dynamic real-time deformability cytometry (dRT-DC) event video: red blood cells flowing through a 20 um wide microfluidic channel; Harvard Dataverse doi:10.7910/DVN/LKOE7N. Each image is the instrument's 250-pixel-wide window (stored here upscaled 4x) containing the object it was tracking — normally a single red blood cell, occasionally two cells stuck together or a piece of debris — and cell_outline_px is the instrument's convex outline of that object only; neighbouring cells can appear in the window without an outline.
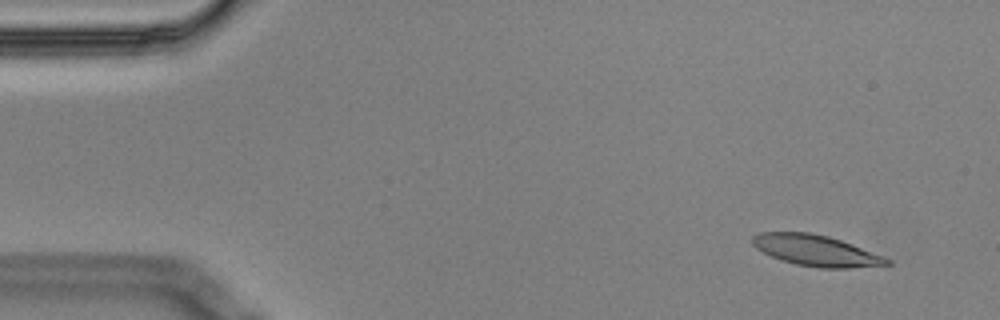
{"species": "Egyptian fruit bat (a non-hibernating species)", "species_latin": "Rousettus aegyptiacus", "temperature_condition": "cold", "stored_images_in_passage": 15, "camera_frame_rate_fps": 3000, "um_per_image_px": 0.085, "animal": {"sex": "male"}, "frame": {"image": 1, "passage_image": 1, "time_ms": 0.0, "image_size_px": [1000, 320], "cell_outline_px": [[892, 264], [848, 268], [820, 268], [796, 264], [772, 256], [756, 248], [752, 244], [752, 236], [760, 232], [808, 232], [828, 236], [840, 240], [892, 260]], "centroid_in_image_um": [69.33, 21.29], "position_along_channel_um": 15.7, "area_um2": 23.87}}
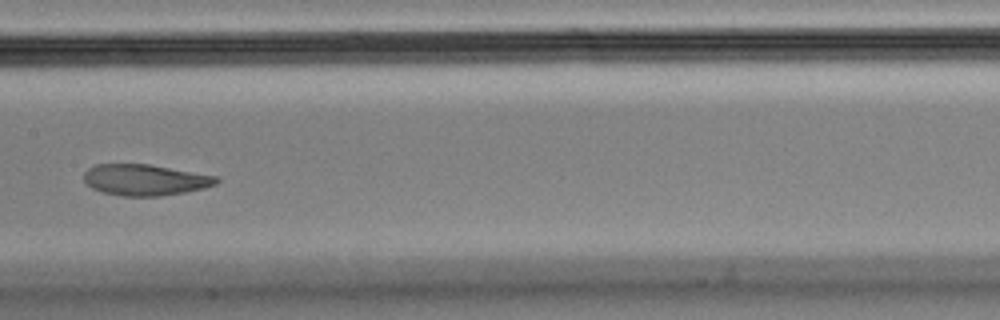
{"frame": {"image": 2, "passage_image": 7, "time_ms": 2.0, "image_size_px": [1000, 320], "cell_outline_px": [[220, 180], [216, 184], [204, 188], [184, 192], [160, 196], [120, 196], [104, 192], [92, 188], [84, 180], [84, 172], [88, 168], [96, 164], [148, 164], [216, 176]], "centroid_in_image_um": [12.31, 15.29], "position_along_channel_um": 195.1, "area_um2": 23.87}}
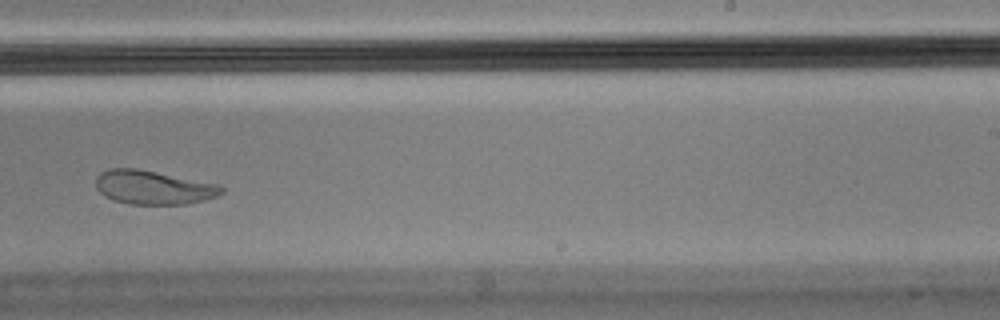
{"frame": {"image": 3, "passage_image": 9, "time_ms": 2.667, "image_size_px": [1000, 320], "cell_outline_px": [[224, 192], [216, 196], [204, 200], [188, 204], [128, 204], [112, 200], [104, 196], [96, 188], [96, 176], [100, 172], [108, 168], [136, 168], [220, 184], [224, 188]], "centroid_in_image_um": [13.02, 15.93], "position_along_channel_um": 276.0, "area_um2": 25.03}}